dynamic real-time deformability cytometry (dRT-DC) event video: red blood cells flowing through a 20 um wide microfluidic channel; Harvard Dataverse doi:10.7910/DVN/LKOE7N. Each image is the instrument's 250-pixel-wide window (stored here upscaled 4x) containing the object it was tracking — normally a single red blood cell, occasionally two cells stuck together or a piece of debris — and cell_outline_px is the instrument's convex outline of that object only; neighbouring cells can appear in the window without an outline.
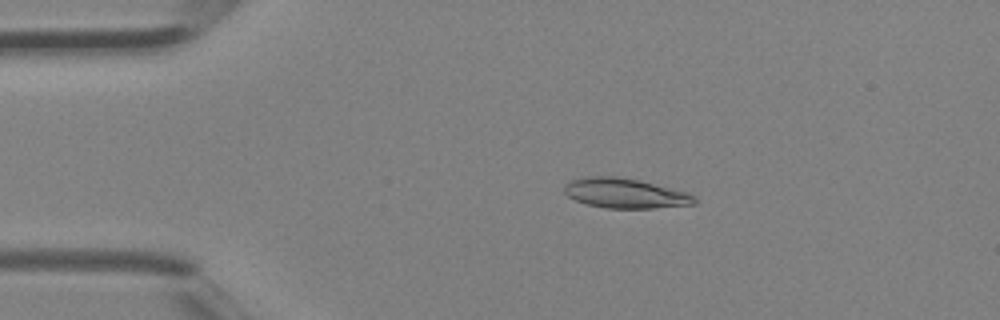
{"species": "Egyptian fruit bat (a non-hibernating species)", "species_latin": "Rousettus aegyptiacus", "temperature_condition": "room temperature", "stored_images_in_passage": 4, "camera_frame_rate_fps": 3000, "um_per_image_px": 0.085, "animal": {"sex": "female"}, "frame": {"image": 1, "passage_image": 3, "time_ms": 0.667, "image_size_px": [1000, 320], "cell_outline_px": [[696, 204], [652, 208], [608, 208], [588, 204], [576, 200], [568, 196], [564, 192], [564, 184], [572, 180], [592, 176], [612, 176], [640, 180], [688, 192], [696, 196]], "centroid_in_image_um": [53.17, 16.42], "position_along_channel_um": 31.8, "area_um2": 22.54}}